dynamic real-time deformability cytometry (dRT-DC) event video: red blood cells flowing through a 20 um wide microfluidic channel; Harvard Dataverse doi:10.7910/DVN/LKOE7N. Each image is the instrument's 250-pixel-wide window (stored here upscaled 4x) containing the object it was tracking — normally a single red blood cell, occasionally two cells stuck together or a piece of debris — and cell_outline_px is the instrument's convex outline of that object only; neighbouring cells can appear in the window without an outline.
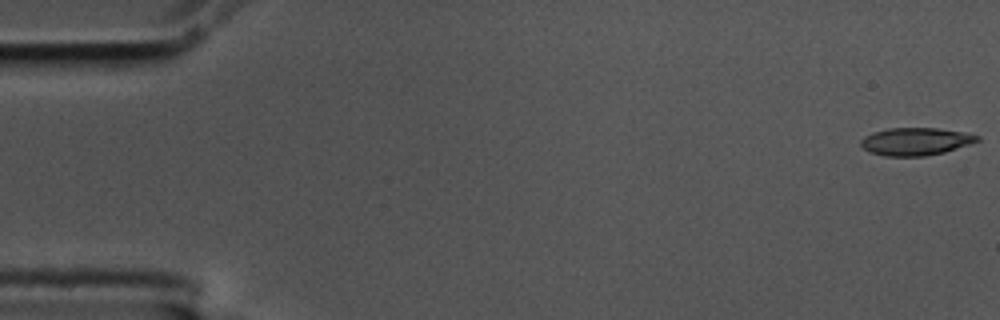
{"species": "common noctule bat (a hibernating species)", "species_latin": "Nyctalus noctula", "temperature_condition": "cold", "stored_images_in_passage": 57, "camera_frame_rate_fps": 3000, "um_per_image_px": 0.085, "animal": {"sex": "male", "body_mass_g": 17.5, "forearm_length_mm": 52.3}, "frame": {"image": 1, "passage_image": 1, "time_ms": 0.0, "image_size_px": [1000, 320], "cell_outline_px": [[980, 140], [944, 152], [920, 156], [888, 156], [872, 152], [864, 148], [860, 144], [860, 140], [876, 132], [892, 128], [936, 128], [960, 132], [976, 136]], "centroid_in_image_um": [77.81, 12.03], "position_along_channel_um": 7.2, "area_um2": 17.98}}
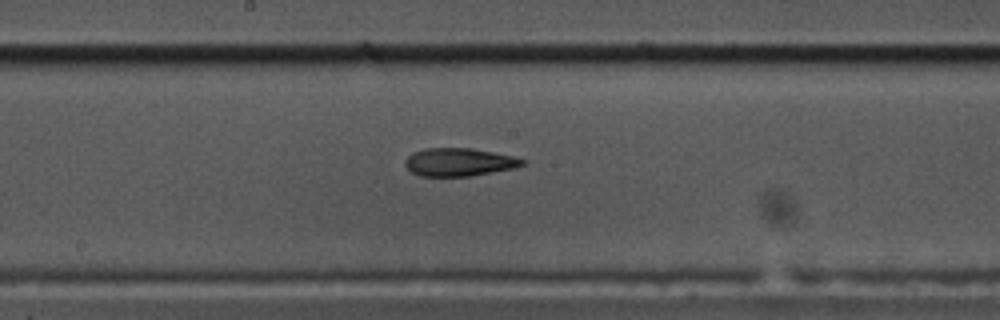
{"frame": {"image": 2, "passage_image": 30, "time_ms": 9.667, "image_size_px": [1000, 320], "cell_outline_px": [[524, 164], [512, 168], [468, 176], [420, 176], [412, 172], [404, 164], [408, 156], [416, 152], [428, 148], [468, 148], [492, 152], [512, 156], [524, 160]], "centroid_in_image_um": [38.98, 13.78], "position_along_channel_um": 209.2, "area_um2": 18.61}}
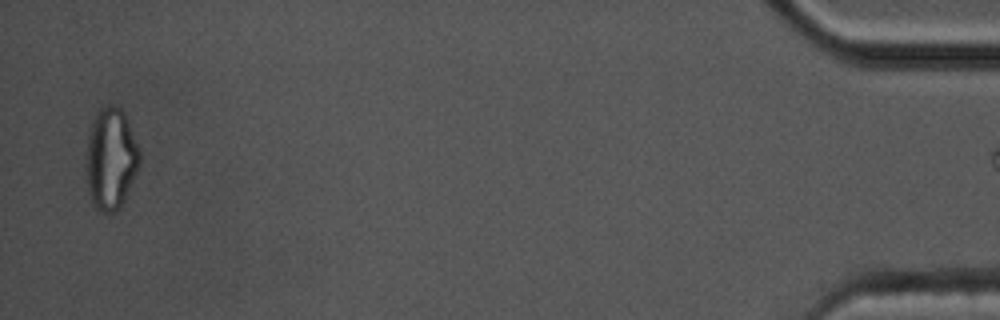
{"frame": {"image": 3, "passage_image": 56, "time_ms": 18.333, "image_size_px": [1000, 320], "cell_outline_px": [[140, 160], [124, 196], [120, 204], [112, 212], [104, 212], [96, 204], [92, 196], [88, 184], [88, 144], [92, 124], [96, 116], [104, 108], [120, 108], [124, 112], [140, 152]], "centroid_in_image_um": [9.45, 13.46], "position_along_channel_um": 425.7, "area_um2": 29.19}}